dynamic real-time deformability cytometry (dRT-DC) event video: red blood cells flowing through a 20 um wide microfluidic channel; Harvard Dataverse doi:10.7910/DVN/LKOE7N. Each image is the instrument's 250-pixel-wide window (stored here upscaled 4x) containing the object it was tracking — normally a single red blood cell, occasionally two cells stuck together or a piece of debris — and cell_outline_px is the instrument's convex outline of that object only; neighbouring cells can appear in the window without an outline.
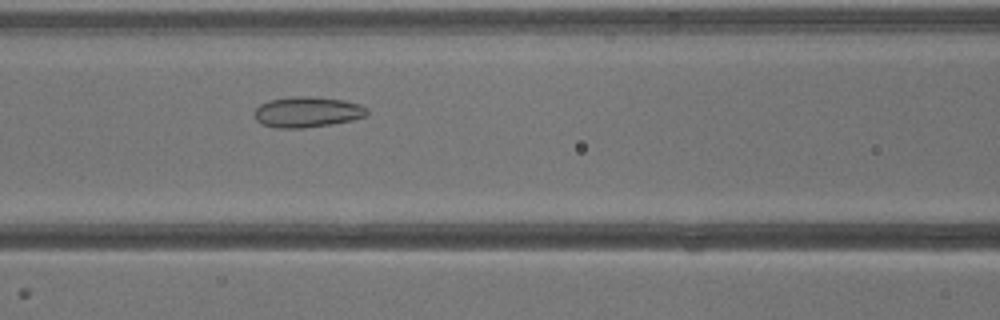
{"species": "common noctule bat (a hibernating species)", "species_latin": "Nyctalus noctula", "temperature_condition": "warm", "stored_images_in_passage": 36, "camera_frame_rate_fps": 3000, "um_per_image_px": 0.085, "animal": {"sex": "male", "body_mass_g": 13.3}, "frame": {"image": 1, "passage_image": 14, "time_ms": 4.333, "image_size_px": [1000, 320], "cell_outline_px": [[368, 112], [364, 116], [352, 120], [332, 124], [304, 128], [276, 128], [260, 124], [256, 120], [252, 112], [260, 104], [268, 100], [300, 96], [312, 96], [344, 100], [360, 104], [368, 108]], "centroid_in_image_um": [26.09, 9.52], "position_along_channel_um": 140.5, "area_um2": 20.29}}
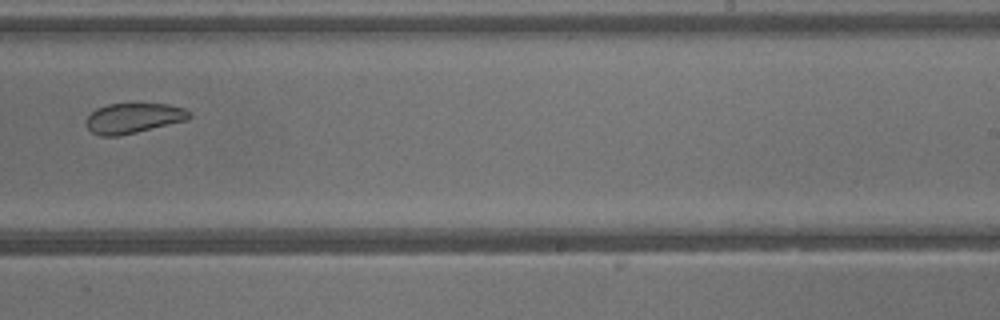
{"frame": {"image": 2, "passage_image": 22, "time_ms": 7.0, "image_size_px": [1000, 320], "cell_outline_px": [[192, 116], [188, 120], [120, 136], [100, 136], [92, 132], [84, 124], [84, 120], [96, 108], [108, 104], [168, 104], [184, 108]], "centroid_in_image_um": [11.31, 10.05], "position_along_channel_um": 277.7, "area_um2": 18.21}}
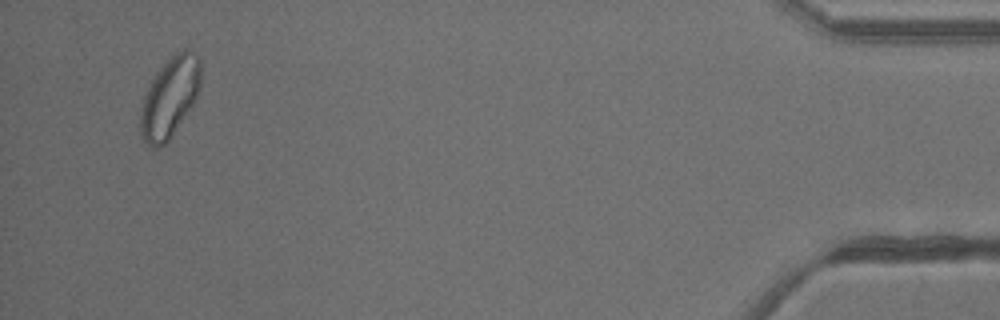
{"frame": {"image": 3, "passage_image": 35, "time_ms": 11.333, "image_size_px": [1000, 320], "cell_outline_px": [[200, 88], [192, 104], [172, 136], [160, 148], [152, 148], [144, 140], [140, 132], [140, 108], [144, 96], [156, 72], [176, 52], [184, 48], [192, 52], [200, 60]], "centroid_in_image_um": [14.41, 8.3], "position_along_channel_um": 420.8, "area_um2": 27.8}}